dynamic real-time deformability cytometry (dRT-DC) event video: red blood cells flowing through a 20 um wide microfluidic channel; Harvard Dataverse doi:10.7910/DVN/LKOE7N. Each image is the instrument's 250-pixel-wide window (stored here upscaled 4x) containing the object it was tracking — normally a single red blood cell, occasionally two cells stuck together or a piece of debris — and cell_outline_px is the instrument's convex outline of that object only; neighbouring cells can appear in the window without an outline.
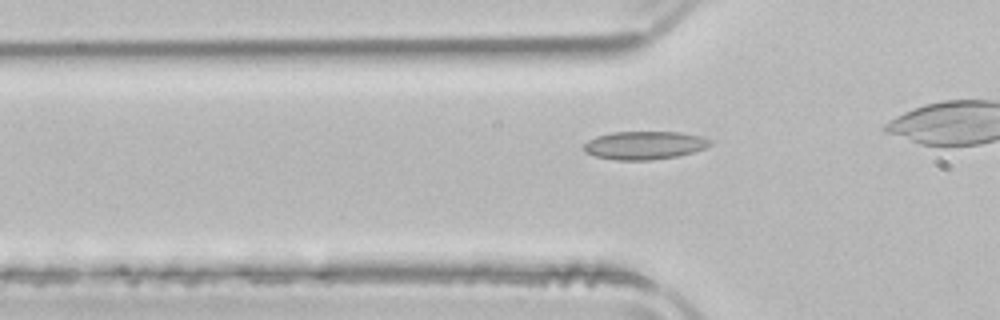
{"species": "common noctule bat (a hibernating species)", "species_latin": "Nyctalus noctula", "temperature_condition": "room temperature", "stored_images_in_passage": 28, "camera_frame_rate_fps": 3000, "um_per_image_px": 0.085, "animal": {"sex": "male", "body_mass_g": 21.5, "forearm_length_mm": 52.0}, "frame": {"image": 1, "passage_image": 4, "time_ms": 1.0, "image_size_px": [1000, 320], "cell_outline_px": [[712, 144], [696, 152], [676, 156], [652, 160], [616, 160], [596, 156], [584, 152], [584, 144], [588, 140], [596, 136], [612, 132], [680, 132], [700, 136], [712, 140]], "centroid_in_image_um": [54.79, 12.35], "position_along_channel_um": 71.0, "area_um2": 20.81}}
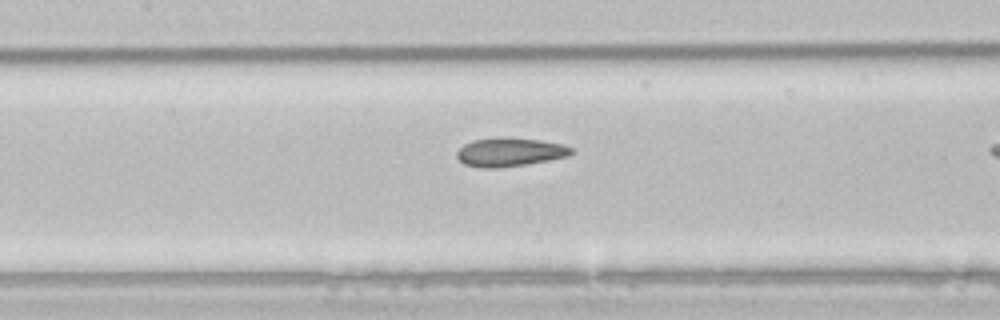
{"frame": {"image": 2, "passage_image": 11, "time_ms": 3.333, "image_size_px": [1000, 320], "cell_outline_px": [[576, 152], [568, 156], [548, 160], [524, 164], [496, 168], [480, 168], [464, 164], [456, 156], [456, 152], [464, 144], [472, 140], [500, 136], [504, 136], [540, 140], [564, 144], [576, 148]], "centroid_in_image_um": [43.36, 12.9], "position_along_channel_um": 164.0, "area_um2": 19.48}}
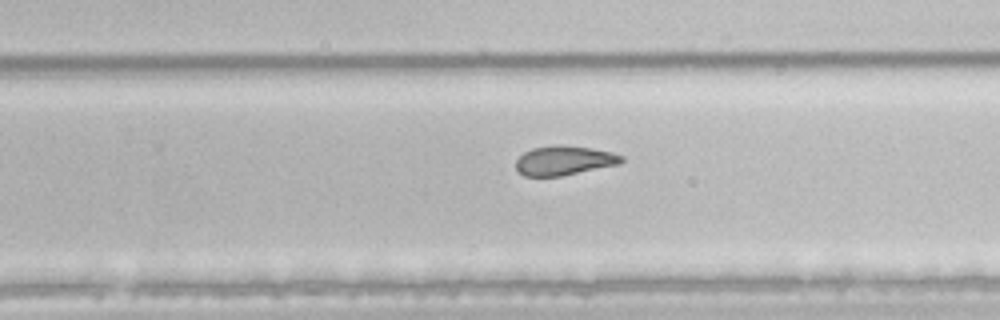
{"frame": {"image": 3, "passage_image": 20, "time_ms": 6.333, "image_size_px": [1000, 320], "cell_outline_px": [[624, 160], [620, 164], [560, 176], [524, 176], [516, 168], [516, 160], [524, 152], [532, 148], [556, 144], [560, 144], [592, 148], [612, 152], [624, 156]], "centroid_in_image_um": [47.97, 13.63], "position_along_channel_um": 281.8, "area_um2": 18.15}}